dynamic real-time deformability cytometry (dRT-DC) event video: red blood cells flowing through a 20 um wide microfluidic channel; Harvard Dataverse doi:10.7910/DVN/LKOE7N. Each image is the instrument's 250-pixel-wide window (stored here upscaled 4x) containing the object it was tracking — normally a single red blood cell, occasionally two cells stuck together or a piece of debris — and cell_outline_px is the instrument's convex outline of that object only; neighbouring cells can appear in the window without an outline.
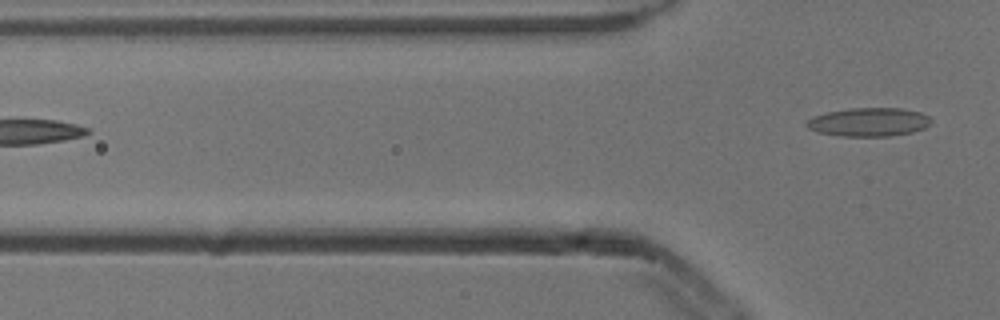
{"species": "common noctule bat (a hibernating species)", "species_latin": "Nyctalus noctula", "temperature_condition": "cold", "stored_images_in_passage": 8, "camera_frame_rate_fps": 3000, "um_per_image_px": 0.085, "animal": {"sex": "male", "body_mass_g": 13.3}, "frame": {"image": 1, "passage_image": 8, "time_ms": 2.333, "image_size_px": [1000, 320], "cell_outline_px": [[932, 120], [924, 128], [912, 132], [888, 136], [840, 136], [820, 132], [808, 128], [804, 124], [812, 116], [828, 112], [852, 108], [900, 108], [920, 112], [928, 116]], "centroid_in_image_um": [73.84, 10.37], "position_along_channel_um": 52.0, "area_um2": 20.58}}